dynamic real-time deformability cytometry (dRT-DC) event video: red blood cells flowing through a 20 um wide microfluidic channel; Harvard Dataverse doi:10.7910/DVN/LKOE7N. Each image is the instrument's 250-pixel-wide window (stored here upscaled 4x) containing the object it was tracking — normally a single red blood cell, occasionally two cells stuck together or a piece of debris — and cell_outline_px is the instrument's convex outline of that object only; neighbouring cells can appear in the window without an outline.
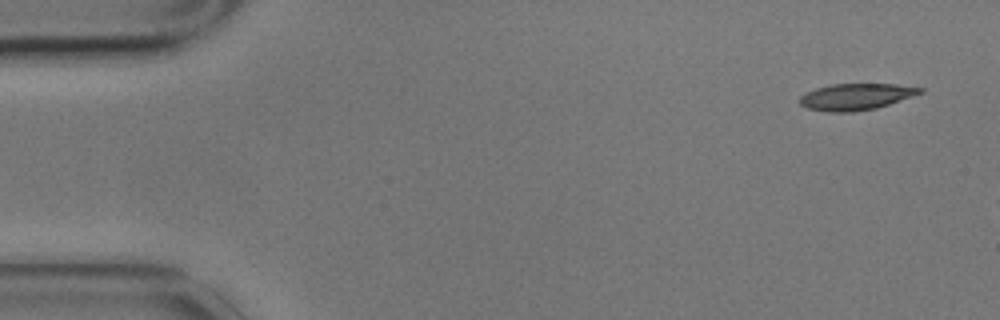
{"species": "common noctule bat (a hibernating species)", "species_latin": "Nyctalus noctula", "temperature_condition": "cold", "stored_images_in_passage": 5, "camera_frame_rate_fps": 3000, "um_per_image_px": 0.085, "animal": {"sex": "male", "body_mass_g": 17.9}, "frame": {"image": 1, "passage_image": 1, "time_ms": 0.0, "image_size_px": [1000, 320], "cell_outline_px": [[924, 92], [876, 108], [852, 112], [828, 112], [808, 108], [800, 104], [800, 96], [816, 88], [832, 84], [896, 84], [924, 88]], "centroid_in_image_um": [72.76, 8.22], "position_along_channel_um": 12.2, "area_um2": 18.38}}